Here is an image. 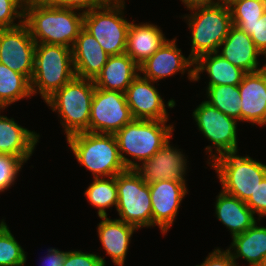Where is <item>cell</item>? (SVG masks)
Returning <instances> with one entry per match:
<instances>
[{"label": "cell", "instance_id": "6da1fadb", "mask_svg": "<svg viewBox=\"0 0 266 266\" xmlns=\"http://www.w3.org/2000/svg\"><path fill=\"white\" fill-rule=\"evenodd\" d=\"M72 9L45 7L26 0L24 23L36 43L72 48L83 28L84 14Z\"/></svg>", "mask_w": 266, "mask_h": 266}, {"label": "cell", "instance_id": "7a4b0ae2", "mask_svg": "<svg viewBox=\"0 0 266 266\" xmlns=\"http://www.w3.org/2000/svg\"><path fill=\"white\" fill-rule=\"evenodd\" d=\"M167 122L133 119L114 134L121 159L127 169H135L139 162L142 164L150 159L167 141L171 140L174 126L166 125Z\"/></svg>", "mask_w": 266, "mask_h": 266}, {"label": "cell", "instance_id": "3957f363", "mask_svg": "<svg viewBox=\"0 0 266 266\" xmlns=\"http://www.w3.org/2000/svg\"><path fill=\"white\" fill-rule=\"evenodd\" d=\"M66 140L78 163L86 167L93 178L113 177L127 170L114 134L80 132Z\"/></svg>", "mask_w": 266, "mask_h": 266}, {"label": "cell", "instance_id": "277c9868", "mask_svg": "<svg viewBox=\"0 0 266 266\" xmlns=\"http://www.w3.org/2000/svg\"><path fill=\"white\" fill-rule=\"evenodd\" d=\"M75 77L72 48L37 43L34 70L30 81L32 96L38 93L44 101Z\"/></svg>", "mask_w": 266, "mask_h": 266}, {"label": "cell", "instance_id": "5b68a950", "mask_svg": "<svg viewBox=\"0 0 266 266\" xmlns=\"http://www.w3.org/2000/svg\"><path fill=\"white\" fill-rule=\"evenodd\" d=\"M191 14L183 15L191 32V53L196 61L200 56L218 51L222 41L233 26L230 7L219 2L189 9Z\"/></svg>", "mask_w": 266, "mask_h": 266}, {"label": "cell", "instance_id": "8992f818", "mask_svg": "<svg viewBox=\"0 0 266 266\" xmlns=\"http://www.w3.org/2000/svg\"><path fill=\"white\" fill-rule=\"evenodd\" d=\"M95 91L93 80L74 77L57 90L45 103L58 112L66 138L80 132H89L92 98Z\"/></svg>", "mask_w": 266, "mask_h": 266}, {"label": "cell", "instance_id": "52a82bcc", "mask_svg": "<svg viewBox=\"0 0 266 266\" xmlns=\"http://www.w3.org/2000/svg\"><path fill=\"white\" fill-rule=\"evenodd\" d=\"M238 152L222 154L209 165L218 174L222 191L246 202L266 176V165Z\"/></svg>", "mask_w": 266, "mask_h": 266}, {"label": "cell", "instance_id": "ba28073f", "mask_svg": "<svg viewBox=\"0 0 266 266\" xmlns=\"http://www.w3.org/2000/svg\"><path fill=\"white\" fill-rule=\"evenodd\" d=\"M125 0H108L103 6L84 14L83 28L109 55L125 53L131 22L125 19Z\"/></svg>", "mask_w": 266, "mask_h": 266}, {"label": "cell", "instance_id": "9c48e42d", "mask_svg": "<svg viewBox=\"0 0 266 266\" xmlns=\"http://www.w3.org/2000/svg\"><path fill=\"white\" fill-rule=\"evenodd\" d=\"M118 202L116 211L120 218L137 229L152 227V204L149 184L135 169H127L116 175Z\"/></svg>", "mask_w": 266, "mask_h": 266}, {"label": "cell", "instance_id": "30bf717a", "mask_svg": "<svg viewBox=\"0 0 266 266\" xmlns=\"http://www.w3.org/2000/svg\"><path fill=\"white\" fill-rule=\"evenodd\" d=\"M192 116L198 130L212 142V145L205 148L210 154L208 164L222 154L238 152L237 120L225 115L206 101H202L196 107Z\"/></svg>", "mask_w": 266, "mask_h": 266}, {"label": "cell", "instance_id": "8fae6325", "mask_svg": "<svg viewBox=\"0 0 266 266\" xmlns=\"http://www.w3.org/2000/svg\"><path fill=\"white\" fill-rule=\"evenodd\" d=\"M133 119L125 93L95 87L89 119L90 133L115 134Z\"/></svg>", "mask_w": 266, "mask_h": 266}, {"label": "cell", "instance_id": "7c38bea8", "mask_svg": "<svg viewBox=\"0 0 266 266\" xmlns=\"http://www.w3.org/2000/svg\"><path fill=\"white\" fill-rule=\"evenodd\" d=\"M36 44L24 22L13 28L0 29V63L31 81Z\"/></svg>", "mask_w": 266, "mask_h": 266}, {"label": "cell", "instance_id": "4fadbf2b", "mask_svg": "<svg viewBox=\"0 0 266 266\" xmlns=\"http://www.w3.org/2000/svg\"><path fill=\"white\" fill-rule=\"evenodd\" d=\"M154 83L139 74L128 86L125 96L134 119L169 121L165 107L172 109L176 102L170 99L165 104Z\"/></svg>", "mask_w": 266, "mask_h": 266}, {"label": "cell", "instance_id": "5bb4252c", "mask_svg": "<svg viewBox=\"0 0 266 266\" xmlns=\"http://www.w3.org/2000/svg\"><path fill=\"white\" fill-rule=\"evenodd\" d=\"M152 204V226H158L165 235L177 217L188 189L185 183L162 180L149 184Z\"/></svg>", "mask_w": 266, "mask_h": 266}, {"label": "cell", "instance_id": "9a60e30c", "mask_svg": "<svg viewBox=\"0 0 266 266\" xmlns=\"http://www.w3.org/2000/svg\"><path fill=\"white\" fill-rule=\"evenodd\" d=\"M176 38L167 40L152 56L139 66V73L144 78L157 83L159 80L175 75L177 72L185 74L194 81V61L182 54L177 48ZM192 66V67H191Z\"/></svg>", "mask_w": 266, "mask_h": 266}, {"label": "cell", "instance_id": "2e32d148", "mask_svg": "<svg viewBox=\"0 0 266 266\" xmlns=\"http://www.w3.org/2000/svg\"><path fill=\"white\" fill-rule=\"evenodd\" d=\"M167 141L150 159L138 165L135 171L147 183L162 180H176L186 183L187 159L181 149Z\"/></svg>", "mask_w": 266, "mask_h": 266}, {"label": "cell", "instance_id": "e0dca14e", "mask_svg": "<svg viewBox=\"0 0 266 266\" xmlns=\"http://www.w3.org/2000/svg\"><path fill=\"white\" fill-rule=\"evenodd\" d=\"M240 122L266 125V74L246 73L239 84Z\"/></svg>", "mask_w": 266, "mask_h": 266}, {"label": "cell", "instance_id": "ac0fdd59", "mask_svg": "<svg viewBox=\"0 0 266 266\" xmlns=\"http://www.w3.org/2000/svg\"><path fill=\"white\" fill-rule=\"evenodd\" d=\"M72 57L75 76L94 81L107 63L109 55L98 41L82 28L72 47Z\"/></svg>", "mask_w": 266, "mask_h": 266}, {"label": "cell", "instance_id": "d6986e66", "mask_svg": "<svg viewBox=\"0 0 266 266\" xmlns=\"http://www.w3.org/2000/svg\"><path fill=\"white\" fill-rule=\"evenodd\" d=\"M216 53L246 73L260 71L258 57L261 52L255 47L251 37L234 25Z\"/></svg>", "mask_w": 266, "mask_h": 266}, {"label": "cell", "instance_id": "ffe728a7", "mask_svg": "<svg viewBox=\"0 0 266 266\" xmlns=\"http://www.w3.org/2000/svg\"><path fill=\"white\" fill-rule=\"evenodd\" d=\"M97 226L98 237L112 262L117 266L125 265L131 237L138 229L118 219L100 217Z\"/></svg>", "mask_w": 266, "mask_h": 266}, {"label": "cell", "instance_id": "44dd1931", "mask_svg": "<svg viewBox=\"0 0 266 266\" xmlns=\"http://www.w3.org/2000/svg\"><path fill=\"white\" fill-rule=\"evenodd\" d=\"M39 137L36 132L18 125L14 118L0 115V154L19 157L26 163L31 158Z\"/></svg>", "mask_w": 266, "mask_h": 266}, {"label": "cell", "instance_id": "7402d4cb", "mask_svg": "<svg viewBox=\"0 0 266 266\" xmlns=\"http://www.w3.org/2000/svg\"><path fill=\"white\" fill-rule=\"evenodd\" d=\"M133 22V23H132ZM129 25L125 53L140 66L152 56L168 39L160 27L150 23Z\"/></svg>", "mask_w": 266, "mask_h": 266}, {"label": "cell", "instance_id": "603a6c76", "mask_svg": "<svg viewBox=\"0 0 266 266\" xmlns=\"http://www.w3.org/2000/svg\"><path fill=\"white\" fill-rule=\"evenodd\" d=\"M139 75V66L126 53L109 56L101 73L94 80L96 88L125 93Z\"/></svg>", "mask_w": 266, "mask_h": 266}, {"label": "cell", "instance_id": "cb8c5ba5", "mask_svg": "<svg viewBox=\"0 0 266 266\" xmlns=\"http://www.w3.org/2000/svg\"><path fill=\"white\" fill-rule=\"evenodd\" d=\"M216 197L214 205L216 217L230 230L232 237L244 233L258 221L253 211L239 198L222 190Z\"/></svg>", "mask_w": 266, "mask_h": 266}, {"label": "cell", "instance_id": "d4e9b609", "mask_svg": "<svg viewBox=\"0 0 266 266\" xmlns=\"http://www.w3.org/2000/svg\"><path fill=\"white\" fill-rule=\"evenodd\" d=\"M257 222L260 220L256 221L244 233L232 237L231 245L227 249L235 261L243 258L250 266H263L265 264L266 226H257Z\"/></svg>", "mask_w": 266, "mask_h": 266}, {"label": "cell", "instance_id": "484cf974", "mask_svg": "<svg viewBox=\"0 0 266 266\" xmlns=\"http://www.w3.org/2000/svg\"><path fill=\"white\" fill-rule=\"evenodd\" d=\"M205 71L209 77L207 86L239 85L246 74L216 52L202 55L194 61V81L200 80V74Z\"/></svg>", "mask_w": 266, "mask_h": 266}, {"label": "cell", "instance_id": "4316f807", "mask_svg": "<svg viewBox=\"0 0 266 266\" xmlns=\"http://www.w3.org/2000/svg\"><path fill=\"white\" fill-rule=\"evenodd\" d=\"M32 97L30 81L22 74L0 63V109Z\"/></svg>", "mask_w": 266, "mask_h": 266}, {"label": "cell", "instance_id": "83f0119b", "mask_svg": "<svg viewBox=\"0 0 266 266\" xmlns=\"http://www.w3.org/2000/svg\"><path fill=\"white\" fill-rule=\"evenodd\" d=\"M86 199L94 208L98 209V217H106V209L117 208L118 193L116 176L107 178H93V182L85 190Z\"/></svg>", "mask_w": 266, "mask_h": 266}, {"label": "cell", "instance_id": "f1b7e54d", "mask_svg": "<svg viewBox=\"0 0 266 266\" xmlns=\"http://www.w3.org/2000/svg\"><path fill=\"white\" fill-rule=\"evenodd\" d=\"M205 100L225 115L240 121V91L239 85L207 86Z\"/></svg>", "mask_w": 266, "mask_h": 266}, {"label": "cell", "instance_id": "f546056e", "mask_svg": "<svg viewBox=\"0 0 266 266\" xmlns=\"http://www.w3.org/2000/svg\"><path fill=\"white\" fill-rule=\"evenodd\" d=\"M27 255L4 219L0 221V266H24Z\"/></svg>", "mask_w": 266, "mask_h": 266}, {"label": "cell", "instance_id": "4dcf8cb0", "mask_svg": "<svg viewBox=\"0 0 266 266\" xmlns=\"http://www.w3.org/2000/svg\"><path fill=\"white\" fill-rule=\"evenodd\" d=\"M232 22H254L266 11V0H239L230 6Z\"/></svg>", "mask_w": 266, "mask_h": 266}, {"label": "cell", "instance_id": "1f68e13d", "mask_svg": "<svg viewBox=\"0 0 266 266\" xmlns=\"http://www.w3.org/2000/svg\"><path fill=\"white\" fill-rule=\"evenodd\" d=\"M25 2L26 0H0V29L13 28L24 22ZM17 18L18 24L14 23Z\"/></svg>", "mask_w": 266, "mask_h": 266}, {"label": "cell", "instance_id": "d6a6232c", "mask_svg": "<svg viewBox=\"0 0 266 266\" xmlns=\"http://www.w3.org/2000/svg\"><path fill=\"white\" fill-rule=\"evenodd\" d=\"M24 162L16 156L0 154V192L8 190L23 168Z\"/></svg>", "mask_w": 266, "mask_h": 266}, {"label": "cell", "instance_id": "836d02e7", "mask_svg": "<svg viewBox=\"0 0 266 266\" xmlns=\"http://www.w3.org/2000/svg\"><path fill=\"white\" fill-rule=\"evenodd\" d=\"M45 7L82 11L83 14L103 6L108 0H33Z\"/></svg>", "mask_w": 266, "mask_h": 266}, {"label": "cell", "instance_id": "e575fe53", "mask_svg": "<svg viewBox=\"0 0 266 266\" xmlns=\"http://www.w3.org/2000/svg\"><path fill=\"white\" fill-rule=\"evenodd\" d=\"M234 26L245 31L253 40L255 47L262 53L266 50V11L254 22H232Z\"/></svg>", "mask_w": 266, "mask_h": 266}, {"label": "cell", "instance_id": "d590c367", "mask_svg": "<svg viewBox=\"0 0 266 266\" xmlns=\"http://www.w3.org/2000/svg\"><path fill=\"white\" fill-rule=\"evenodd\" d=\"M105 262L106 260L97 254L70 250L66 254L63 266H106Z\"/></svg>", "mask_w": 266, "mask_h": 266}, {"label": "cell", "instance_id": "8d00e7d4", "mask_svg": "<svg viewBox=\"0 0 266 266\" xmlns=\"http://www.w3.org/2000/svg\"><path fill=\"white\" fill-rule=\"evenodd\" d=\"M245 203L254 215L258 214V220L266 216V176L258 183L254 193Z\"/></svg>", "mask_w": 266, "mask_h": 266}, {"label": "cell", "instance_id": "74e56055", "mask_svg": "<svg viewBox=\"0 0 266 266\" xmlns=\"http://www.w3.org/2000/svg\"><path fill=\"white\" fill-rule=\"evenodd\" d=\"M196 266H239L235 261L228 249L221 250L220 248L214 249L213 252L205 258V260Z\"/></svg>", "mask_w": 266, "mask_h": 266}, {"label": "cell", "instance_id": "f35d334b", "mask_svg": "<svg viewBox=\"0 0 266 266\" xmlns=\"http://www.w3.org/2000/svg\"><path fill=\"white\" fill-rule=\"evenodd\" d=\"M67 252L60 251L56 248L48 249L47 256L43 260L45 262L43 266H63Z\"/></svg>", "mask_w": 266, "mask_h": 266}, {"label": "cell", "instance_id": "ab89813d", "mask_svg": "<svg viewBox=\"0 0 266 266\" xmlns=\"http://www.w3.org/2000/svg\"><path fill=\"white\" fill-rule=\"evenodd\" d=\"M181 2L186 6L185 8L189 10L195 7L215 4L218 0H181Z\"/></svg>", "mask_w": 266, "mask_h": 266}, {"label": "cell", "instance_id": "60d3db41", "mask_svg": "<svg viewBox=\"0 0 266 266\" xmlns=\"http://www.w3.org/2000/svg\"><path fill=\"white\" fill-rule=\"evenodd\" d=\"M239 0H218V2L220 4L225 5L226 7H230L232 4H234L235 2H237Z\"/></svg>", "mask_w": 266, "mask_h": 266}, {"label": "cell", "instance_id": "b9f144b4", "mask_svg": "<svg viewBox=\"0 0 266 266\" xmlns=\"http://www.w3.org/2000/svg\"><path fill=\"white\" fill-rule=\"evenodd\" d=\"M262 55H264L266 61V50L261 53V56ZM260 71L266 74V62L264 63V65H262V67L260 66Z\"/></svg>", "mask_w": 266, "mask_h": 266}]
</instances>
